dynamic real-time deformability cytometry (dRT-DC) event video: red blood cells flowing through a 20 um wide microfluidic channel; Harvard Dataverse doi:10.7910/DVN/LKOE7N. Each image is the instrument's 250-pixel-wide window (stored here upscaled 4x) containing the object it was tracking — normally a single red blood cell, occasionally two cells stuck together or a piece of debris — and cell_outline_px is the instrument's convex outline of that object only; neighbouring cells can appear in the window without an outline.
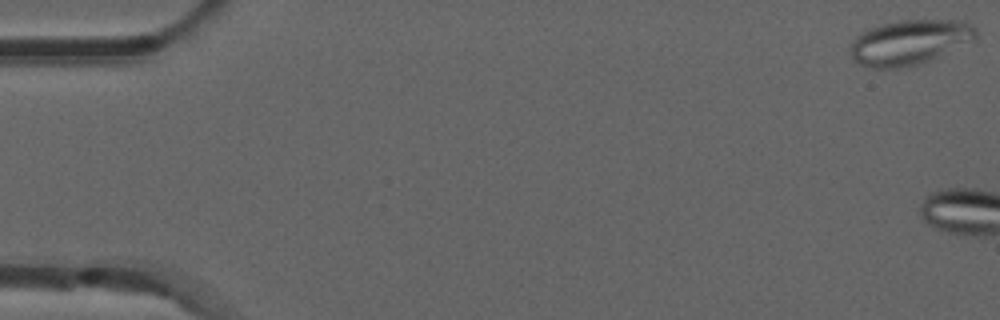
{"species": "common noctule bat (a hibernating species)", "species_latin": "Nyctalus noctula", "temperature_condition": "room temperature", "stored_images_in_passage": 4, "camera_frame_rate_fps": 3000, "um_per_image_px": 0.085, "animal": {"sex": "male", "forearm_length_mm": 52.5}, "frame": {"image": 1, "passage_image": 1, "time_ms": 0.0, "image_size_px": [1000, 320], "cell_outline_px": [[976, 36], [972, 40], [928, 60], [916, 64], [900, 68], [872, 68], [860, 64], [852, 56], [852, 40], [856, 36], [880, 24], [900, 20], [964, 20], [972, 24], [976, 28]], "centroid_in_image_um": [77.31, 3.57], "position_along_channel_um": 7.7, "area_um2": 32.19}}